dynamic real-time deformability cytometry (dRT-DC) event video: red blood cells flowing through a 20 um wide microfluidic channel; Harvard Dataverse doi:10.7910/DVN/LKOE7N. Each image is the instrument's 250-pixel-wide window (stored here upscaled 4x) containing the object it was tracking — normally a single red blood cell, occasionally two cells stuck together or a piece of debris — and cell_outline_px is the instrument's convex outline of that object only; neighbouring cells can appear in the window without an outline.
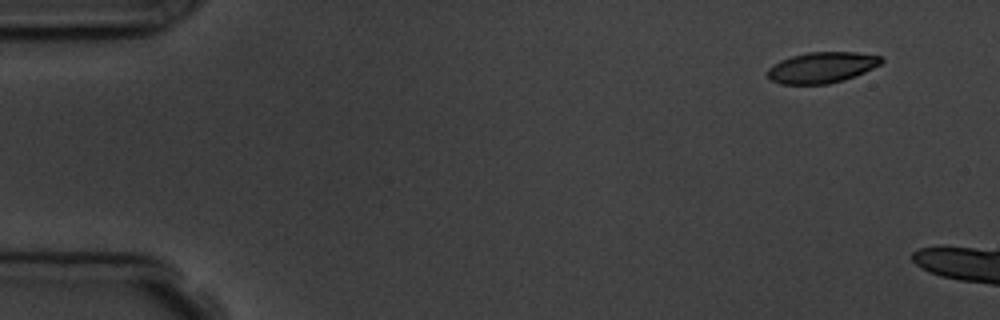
{"species": "common noctule bat (a hibernating species)", "species_latin": "Nyctalus noctula", "temperature_condition": "room temperature", "stored_images_in_passage": 3, "camera_frame_rate_fps": 3000, "um_per_image_px": 0.085, "animal": {"sex": "male", "body_mass_g": 19.5, "forearm_length_mm": 54.6}, "frame": {"image": 1, "passage_image": 1, "time_ms": 0.0, "image_size_px": [1000, 320], "cell_outline_px": [[884, 60], [880, 64], [864, 72], [844, 80], [828, 84], [780, 84], [772, 80], [768, 76], [768, 68], [772, 64], [780, 60], [792, 56], [808, 52], [856, 52], [880, 56]], "centroid_in_image_um": [69.84, 5.73], "position_along_channel_um": 15.2, "area_um2": 20.4}}